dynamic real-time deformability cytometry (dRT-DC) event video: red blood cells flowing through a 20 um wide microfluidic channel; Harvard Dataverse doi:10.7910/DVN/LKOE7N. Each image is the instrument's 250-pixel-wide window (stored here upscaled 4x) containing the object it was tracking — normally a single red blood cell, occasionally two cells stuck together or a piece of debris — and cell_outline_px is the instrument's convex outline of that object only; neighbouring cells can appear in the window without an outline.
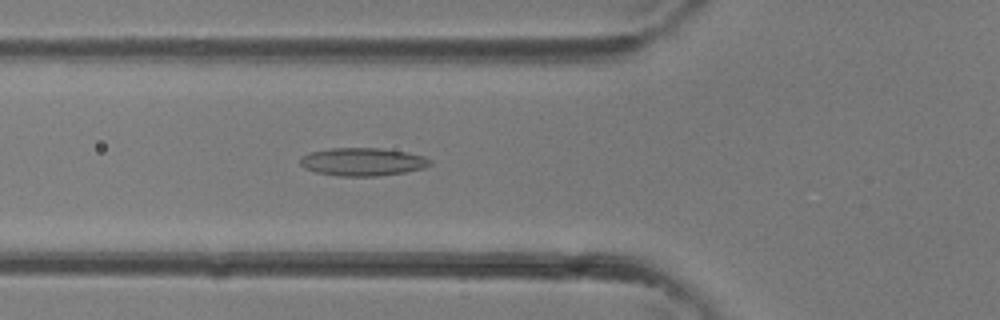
{"species": "common noctule bat (a hibernating species)", "species_latin": "Nyctalus noctula", "temperature_condition": "room temperature", "stored_images_in_passage": 32, "camera_frame_rate_fps": 3000, "um_per_image_px": 0.085, "animal": {"sex": "female"}, "frame": {"image": 1, "passage_image": 8, "time_ms": 2.333, "image_size_px": [1000, 320], "cell_outline_px": [[432, 164], [424, 168], [408, 172], [380, 176], [340, 176], [316, 172], [304, 168], [300, 164], [300, 156], [312, 152], [332, 148], [380, 148], [408, 152], [424, 156], [432, 160]], "centroid_in_image_um": [30.87, 13.76], "position_along_channel_um": 94.9, "area_um2": 21.39}}
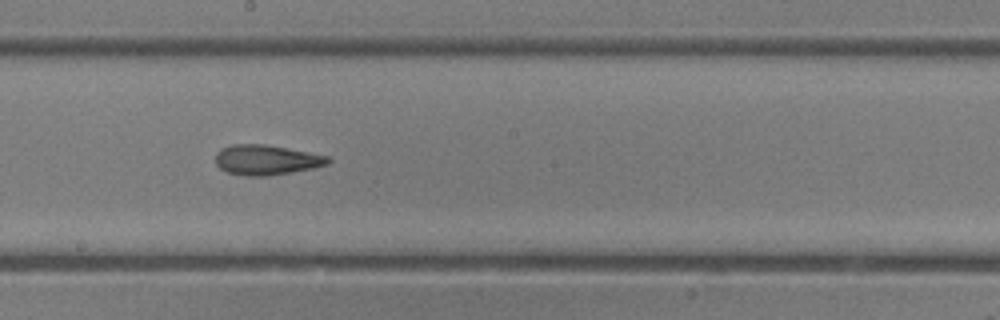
{"frame": {"image": 2, "passage_image": 15, "time_ms": 4.667, "image_size_px": [1000, 320], "cell_outline_px": [[332, 160], [328, 164], [312, 168], [292, 172], [268, 176], [244, 176], [228, 172], [220, 168], [216, 164], [216, 152], [220, 148], [232, 144], [264, 144], [288, 148], [328, 156]], "centroid_in_image_um": [22.62, 13.59], "position_along_channel_um": 225.6, "area_um2": 19.77}}
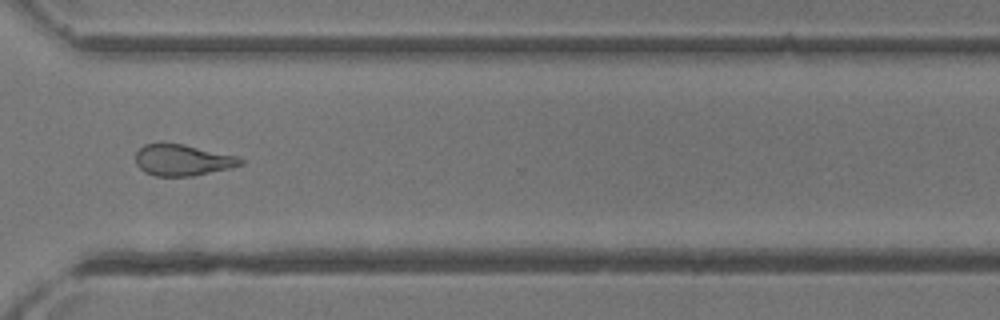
{"frame": {"image": 3, "passage_image": 22, "time_ms": 7.0, "image_size_px": [1000, 320], "cell_outline_px": [[244, 164], [228, 168], [192, 176], [156, 176], [144, 172], [136, 164], [136, 152], [144, 144], [184, 144], [236, 156], [244, 160]], "centroid_in_image_um": [15.5, 13.61], "position_along_channel_um": 355.1, "area_um2": 18.84}}